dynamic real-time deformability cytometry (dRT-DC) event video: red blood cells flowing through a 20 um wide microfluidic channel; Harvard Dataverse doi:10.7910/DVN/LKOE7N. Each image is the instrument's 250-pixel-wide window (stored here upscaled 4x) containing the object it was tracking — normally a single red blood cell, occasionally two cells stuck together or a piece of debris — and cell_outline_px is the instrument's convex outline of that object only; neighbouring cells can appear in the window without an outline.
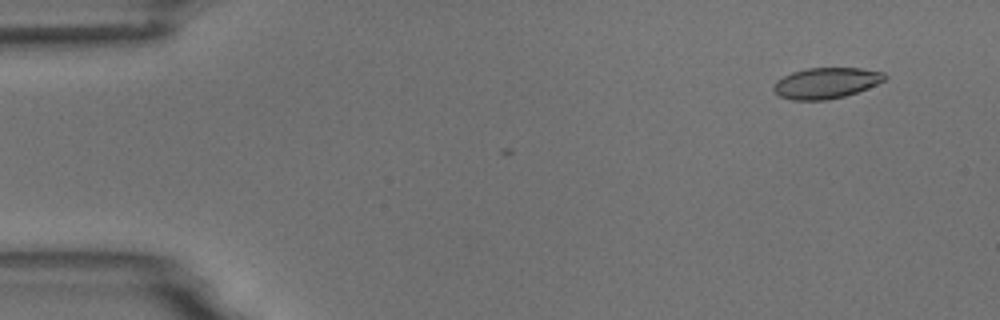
{"species": "common noctule bat (a hibernating species)", "species_latin": "Nyctalus noctula", "temperature_condition": "room temperature", "stored_images_in_passage": 3, "camera_frame_rate_fps": 3000, "um_per_image_px": 0.085, "animal": {"sex": "male", "body_mass_g": 18.8}, "frame": {"image": 1, "passage_image": 2, "time_ms": 1.0, "image_size_px": [1000, 320], "cell_outline_px": [[888, 76], [884, 80], [868, 88], [844, 96], [828, 100], [792, 100], [780, 96], [772, 88], [772, 84], [776, 80], [792, 72], [808, 68], [860, 68], [884, 72]], "centroid_in_image_um": [70.2, 7.05], "position_along_channel_um": 14.8, "area_um2": 20.0}}